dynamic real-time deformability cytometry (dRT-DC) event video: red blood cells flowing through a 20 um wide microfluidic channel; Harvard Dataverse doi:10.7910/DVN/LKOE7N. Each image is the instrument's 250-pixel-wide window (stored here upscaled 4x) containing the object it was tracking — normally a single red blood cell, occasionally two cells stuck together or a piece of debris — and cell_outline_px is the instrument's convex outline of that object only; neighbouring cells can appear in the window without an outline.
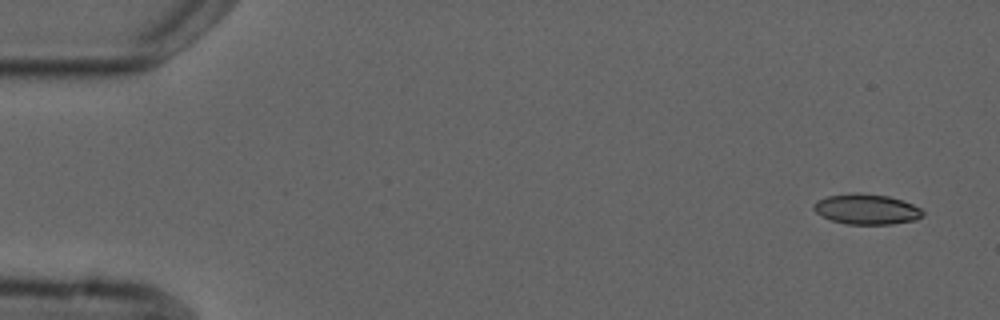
{"species": "common noctule bat (a hibernating species)", "species_latin": "Nyctalus noctula", "temperature_condition": "cold", "stored_images_in_passage": 3, "camera_frame_rate_fps": 3000, "um_per_image_px": 0.085, "animal": {"sex": "male", "forearm_length_mm": 52.5}, "frame": {"image": 1, "passage_image": 1, "time_ms": 0.0, "image_size_px": [1000, 320], "cell_outline_px": [[924, 216], [916, 220], [892, 224], [848, 224], [832, 220], [820, 216], [812, 208], [812, 204], [816, 200], [828, 196], [856, 192], [888, 196], [912, 204], [920, 208], [924, 212]], "centroid_in_image_um": [73.64, 17.78], "position_along_channel_um": 11.4, "area_um2": 19.36}}
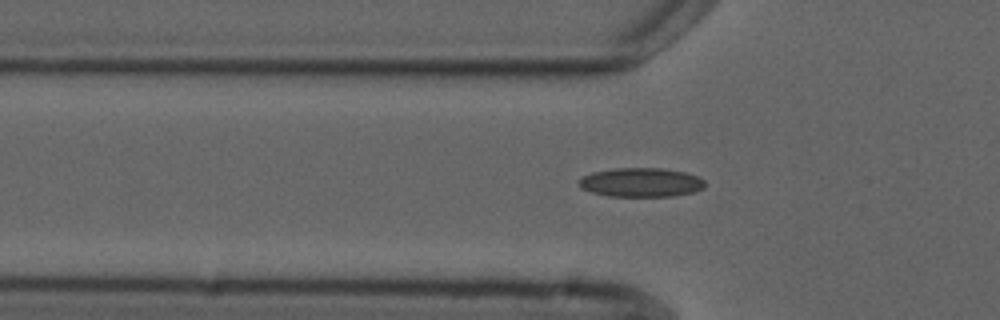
{"frame": {"image": 2, "passage_image": 3, "time_ms": 5.0, "image_size_px": [1000, 320], "cell_outline_px": [[704, 188], [692, 192], [672, 196], [608, 196], [592, 192], [580, 188], [576, 184], [576, 180], [592, 172], [616, 168], [664, 168], [684, 172], [696, 176], [704, 180]], "centroid_in_image_um": [54.43, 15.5], "position_along_channel_um": 71.4, "area_um2": 21.39}}